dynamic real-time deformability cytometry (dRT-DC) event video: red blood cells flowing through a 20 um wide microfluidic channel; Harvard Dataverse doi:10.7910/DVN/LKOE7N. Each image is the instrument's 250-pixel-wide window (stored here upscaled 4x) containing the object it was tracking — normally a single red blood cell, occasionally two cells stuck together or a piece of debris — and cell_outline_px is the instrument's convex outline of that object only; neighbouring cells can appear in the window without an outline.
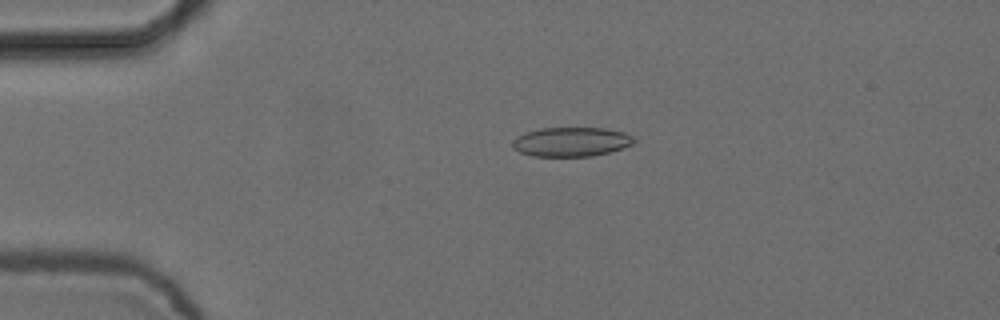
{"species": "common noctule bat (a hibernating species)", "species_latin": "Nyctalus noctula", "temperature_condition": "cold", "stored_images_in_passage": 5, "camera_frame_rate_fps": 3000, "um_per_image_px": 0.085, "animal": {"sex": "female", "body_mass_g": 24.6, "forearm_length_mm": 56.2}, "frame": {"image": 1, "passage_image": 4, "time_ms": 1.0, "image_size_px": [1000, 320], "cell_outline_px": [[636, 140], [632, 144], [608, 152], [592, 156], [532, 156], [520, 152], [512, 148], [512, 140], [516, 136], [540, 128], [604, 128], [624, 132], [632, 136]], "centroid_in_image_um": [48.52, 12.05], "position_along_channel_um": 36.5, "area_um2": 20.63}}